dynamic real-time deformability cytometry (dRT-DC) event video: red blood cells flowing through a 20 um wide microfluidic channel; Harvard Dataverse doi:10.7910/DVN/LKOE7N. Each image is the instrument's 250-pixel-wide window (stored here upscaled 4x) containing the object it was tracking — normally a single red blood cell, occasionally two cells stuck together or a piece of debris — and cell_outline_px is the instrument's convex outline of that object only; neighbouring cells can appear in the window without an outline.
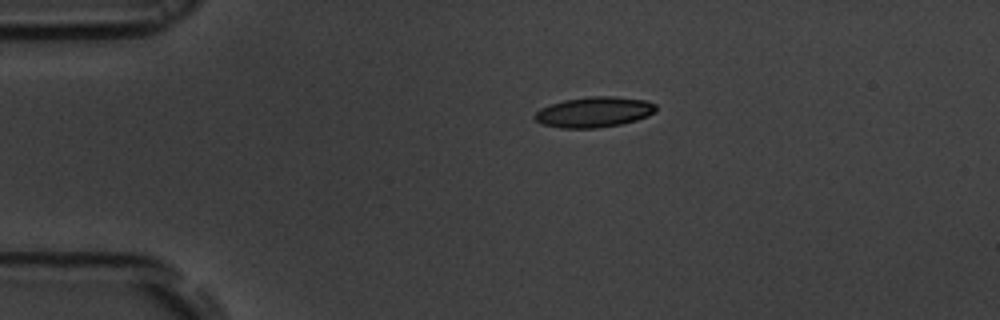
{"species": "common noctule bat (a hibernating species)", "species_latin": "Nyctalus noctula", "temperature_condition": "room temperature", "stored_images_in_passage": 45, "camera_frame_rate_fps": 3000, "um_per_image_px": 0.085, "animal": {"sex": "male", "body_mass_g": 19.5, "forearm_length_mm": 54.6}, "frame": {"image": 1, "passage_image": 1, "time_ms": 0.0, "image_size_px": [1000, 320], "cell_outline_px": [[656, 112], [648, 116], [636, 120], [620, 124], [596, 128], [560, 128], [544, 124], [536, 120], [532, 116], [540, 108], [564, 100], [588, 96], [612, 96], [648, 100], [656, 104]], "centroid_in_image_um": [50.52, 9.52], "position_along_channel_um": 34.5, "area_um2": 21.56}}
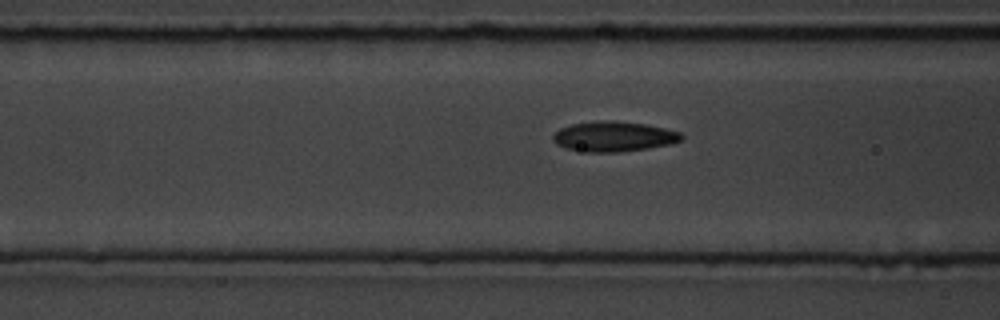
{"frame": {"image": 2, "passage_image": 11, "time_ms": 3.333, "image_size_px": [1000, 320], "cell_outline_px": [[684, 136], [680, 140], [672, 144], [648, 148], [620, 152], [588, 152], [568, 148], [556, 144], [552, 140], [552, 136], [560, 128], [572, 124], [596, 120], [616, 120], [644, 124], [664, 128], [680, 132]], "centroid_in_image_um": [52.17, 11.59], "position_along_channel_um": 114.4, "area_um2": 22.6}}
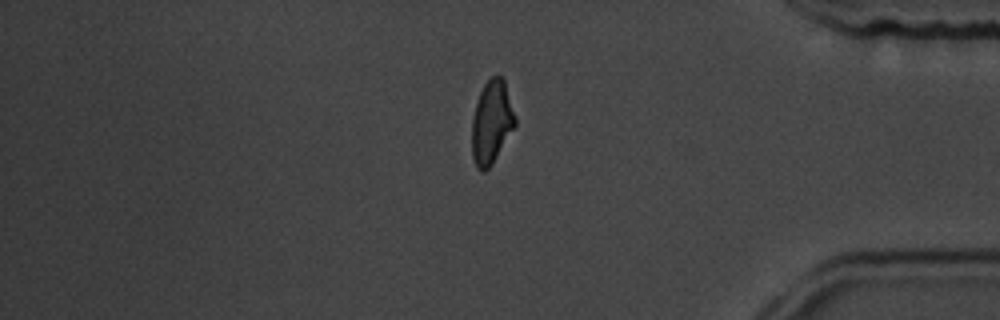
{"frame": {"image": 3, "passage_image": 36, "time_ms": 11.667, "image_size_px": [1000, 320], "cell_outline_px": [[516, 124], [492, 164], [484, 172], [480, 172], [476, 168], [472, 156], [472, 116], [480, 92], [484, 84], [492, 76], [500, 76], [504, 80], [516, 116]], "centroid_in_image_um": [41.78, 10.41], "position_along_channel_um": 393.4, "area_um2": 20.92}, "authors_computed_cell_mechanics": {"area_um2": 21.386, "velocity_mm_per_s": 3.6599, "shape_relaxation_time_tau1_ms": 4.4094, "shape_relaxation_time_tau2_ms": 1.9881, "deformation_change_tau1": 0.1463, "deformation_change_tau2": 0.0776}}